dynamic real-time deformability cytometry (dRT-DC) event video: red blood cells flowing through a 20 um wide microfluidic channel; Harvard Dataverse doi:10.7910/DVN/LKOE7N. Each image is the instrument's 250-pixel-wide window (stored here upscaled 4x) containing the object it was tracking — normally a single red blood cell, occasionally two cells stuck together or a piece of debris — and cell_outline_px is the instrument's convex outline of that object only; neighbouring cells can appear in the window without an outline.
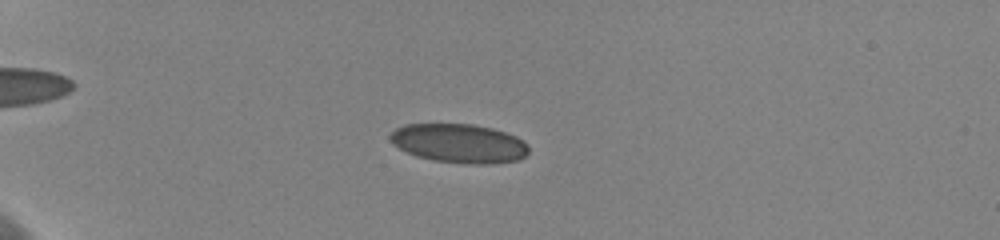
{"species": "human", "species_latin": "Homo sapiens", "temperature_condition": "cold", "stored_images_in_passage": 59, "camera_frame_rate_fps": 3000, "um_per_image_px": 0.085, "donor": {"sex": "female"}, "frame": {"image": 1, "passage_image": 18, "time_ms": 5.667, "image_size_px": [1000, 240], "cell_outline_px": [[528, 152], [520, 160], [492, 164], [468, 164], [432, 160], [416, 156], [392, 144], [388, 136], [396, 128], [404, 124], [472, 124], [492, 128], [516, 136], [524, 140], [528, 144]], "centroid_in_image_um": [39.04, 12.19], "position_along_channel_um": 46.0, "area_um2": 31.67}}
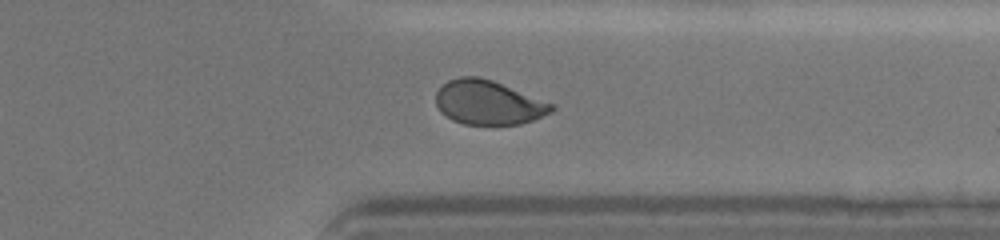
{"frame": {"image": 2, "passage_image": 49, "time_ms": 16.0, "image_size_px": [1000, 240], "cell_outline_px": [[556, 108], [552, 112], [532, 120], [520, 124], [464, 124], [452, 120], [440, 112], [436, 104], [436, 92], [448, 80], [460, 76], [480, 76], [492, 80], [552, 104]], "centroid_in_image_um": [41.47, 8.71], "position_along_channel_um": 369.9, "area_um2": 29.54}}
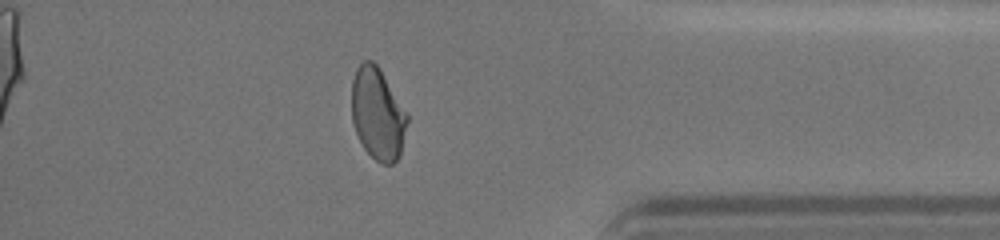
{"frame": {"image": 3, "passage_image": 53, "time_ms": 17.333, "image_size_px": [1000, 240], "cell_outline_px": [[408, 120], [400, 152], [396, 160], [392, 164], [380, 164], [364, 148], [356, 132], [352, 120], [352, 80], [356, 68], [364, 60], [372, 60], [380, 68], [408, 112]], "centroid_in_image_um": [32.11, 9.64], "position_along_channel_um": 403.1, "area_um2": 29.82}, "authors_computed_cell_mechanics": {"area_um2": 30.8652, "velocity_mm_per_s": 3.6103, "shape_relaxation_time_tau1_ms": 6.493, "shape_relaxation_time_tau2_ms": 0.9558, "deformation_change_tau1": 0.1256, "deformation_change_tau2": 0.0456}}